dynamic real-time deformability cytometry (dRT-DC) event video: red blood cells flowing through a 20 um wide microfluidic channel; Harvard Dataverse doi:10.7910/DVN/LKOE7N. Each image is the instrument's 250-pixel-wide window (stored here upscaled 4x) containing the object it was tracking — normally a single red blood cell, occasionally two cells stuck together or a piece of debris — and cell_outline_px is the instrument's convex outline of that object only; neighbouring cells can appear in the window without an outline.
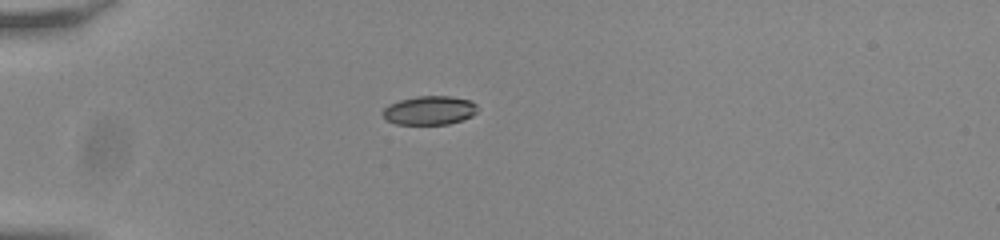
{"species": "common noctule bat (a hibernating species)", "species_latin": "Nyctalus noctula", "temperature_condition": "room temperature", "stored_images_in_passage": 40, "camera_frame_rate_fps": 3000, "um_per_image_px": 0.085, "animal": {"sex": "male", "body_mass_g": 20.0, "forearm_length_mm": 53.3}, "frame": {"image": 1, "passage_image": 1, "time_ms": 0.0, "image_size_px": [1000, 240], "cell_outline_px": [[476, 112], [472, 116], [448, 124], [396, 124], [388, 120], [380, 112], [388, 104], [400, 100], [416, 96], [448, 96], [472, 100], [476, 104]], "centroid_in_image_um": [36.49, 9.37], "position_along_channel_um": 48.5, "area_um2": 15.9}}
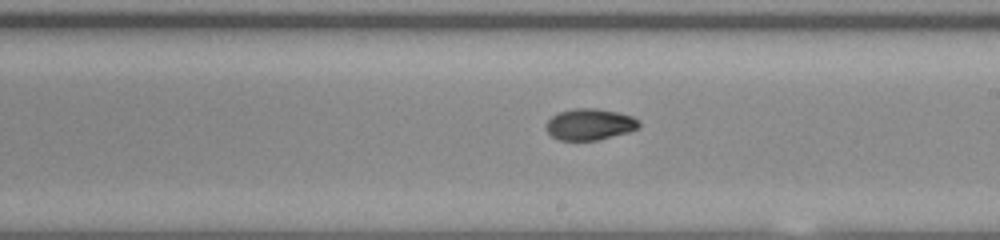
{"frame": {"image": 2, "passage_image": 18, "time_ms": 5.667, "image_size_px": [1000, 240], "cell_outline_px": [[640, 128], [628, 132], [596, 140], [560, 140], [552, 136], [548, 132], [548, 120], [552, 116], [560, 112], [576, 108], [596, 108], [616, 112], [632, 116], [640, 120]], "centroid_in_image_um": [50.18, 10.56], "position_along_channel_um": 238.8, "area_um2": 16.76}}
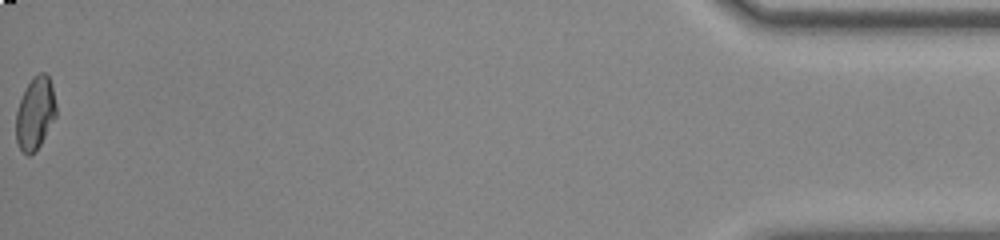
{"frame": {"image": 3, "passage_image": 40, "time_ms": 13.0, "image_size_px": [1000, 240], "cell_outline_px": [[56, 116], [40, 144], [28, 156], [20, 148], [16, 140], [16, 112], [20, 100], [32, 76], [40, 72], [44, 72], [48, 76], [52, 88], [56, 104]], "centroid_in_image_um": [2.99, 9.6], "position_along_channel_um": 432.2, "area_um2": 16.65}, "authors_computed_cell_mechanics": {"area_um2": 16.8198, "velocity_mm_per_s": 3.8292, "shape_relaxation_time_tau1_ms": null, "shape_relaxation_time_tau2_ms": 1.9745, "deformation_change_tau1": null, "deformation_change_tau2": 0.0482}}